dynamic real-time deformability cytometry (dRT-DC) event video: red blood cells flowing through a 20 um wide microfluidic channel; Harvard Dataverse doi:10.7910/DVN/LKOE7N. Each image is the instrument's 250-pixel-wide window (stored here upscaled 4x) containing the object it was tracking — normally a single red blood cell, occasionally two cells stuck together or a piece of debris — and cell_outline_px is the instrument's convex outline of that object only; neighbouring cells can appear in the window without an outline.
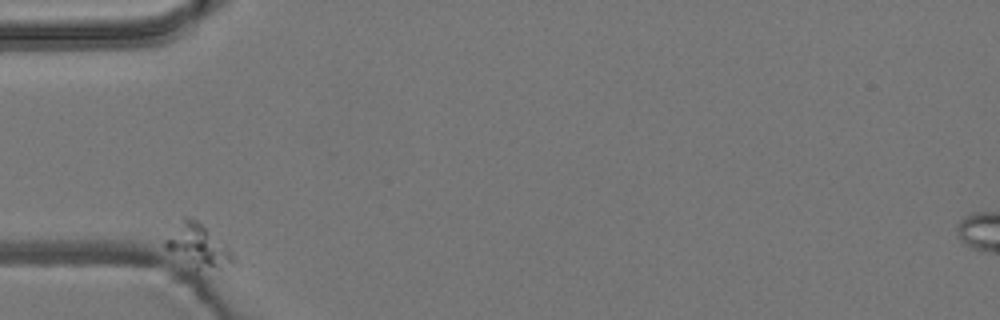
{"species": "common noctule bat (a hibernating species)", "species_latin": "Nyctalus noctula", "temperature_condition": "room temperature", "stored_images_in_passage": 8, "camera_frame_rate_fps": 3000, "um_per_image_px": 0.085, "animal": {"sex": "male", "body_mass_g": 19.2, "forearm_length_mm": 51.8}, "frame": {"image": 1, "passage_image": 1, "time_ms": 0.0, "image_size_px": [1000, 320], "cell_outline_px": [[240, 264], [196, 276], [164, 248], [164, 240], [184, 216], [196, 220], [228, 248], [236, 256]], "centroid_in_image_um": [16.86, 21.1], "position_along_channel_um": 68.1, "area_um2": 18.38}}
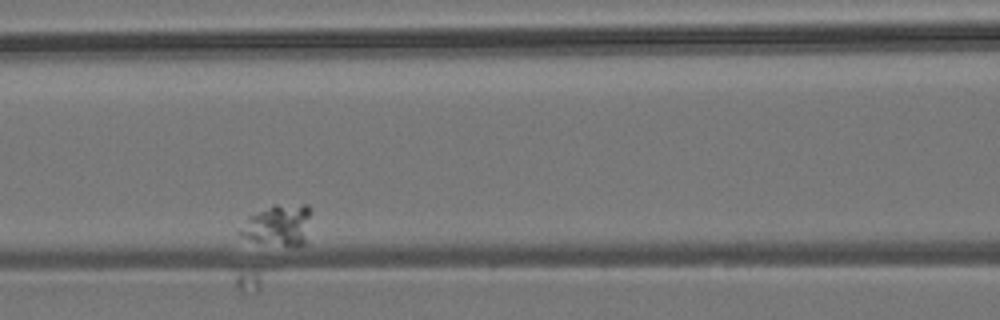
{"frame": {"image": 2, "passage_image": 3, "time_ms": 3.333, "image_size_px": [1000, 320], "cell_outline_px": [[312, 212], [304, 244], [284, 244], [252, 240], [240, 236], [236, 232], [248, 216], [272, 204], [308, 204], [312, 208]], "centroid_in_image_um": [23.65, 19.06], "position_along_channel_um": 143.0, "area_um2": 16.94}}
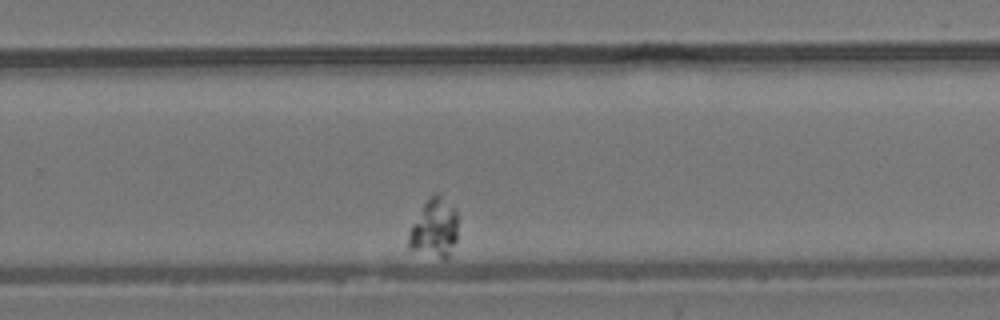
{"frame": {"image": 3, "passage_image": 8, "time_ms": 9.0, "image_size_px": [1000, 320], "cell_outline_px": [[456, 240], [448, 260], [444, 260], [408, 248], [408, 232], [412, 224], [428, 196], [436, 192], [440, 192], [456, 208]], "centroid_in_image_um": [36.92, 19.37], "position_along_channel_um": 292.9, "area_um2": 17.28}}